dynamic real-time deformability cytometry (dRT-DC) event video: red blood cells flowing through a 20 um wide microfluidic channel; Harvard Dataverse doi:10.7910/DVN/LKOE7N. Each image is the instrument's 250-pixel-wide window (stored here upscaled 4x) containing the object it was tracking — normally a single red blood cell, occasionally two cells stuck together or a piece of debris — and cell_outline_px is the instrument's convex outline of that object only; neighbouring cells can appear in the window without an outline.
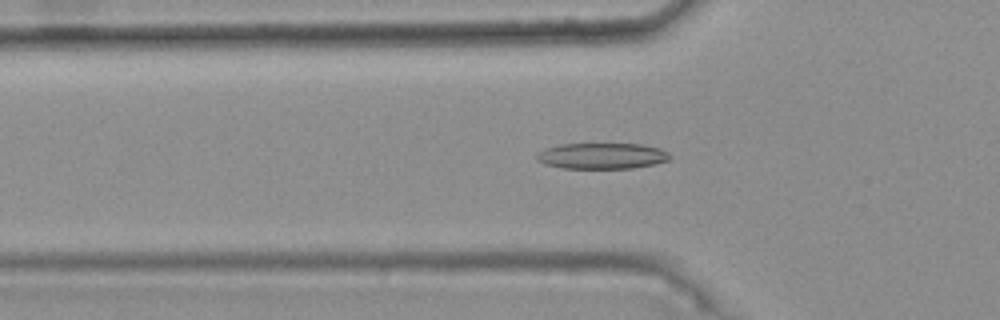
{"species": "common noctule bat (a hibernating species)", "species_latin": "Nyctalus noctula", "temperature_condition": "warm", "stored_images_in_passage": 32, "camera_frame_rate_fps": 3000, "um_per_image_px": 0.085, "animal": {"sex": "female", "body_mass_g": 25.1}, "frame": {"image": 1, "passage_image": 3, "time_ms": 0.667, "image_size_px": [1000, 320], "cell_outline_px": [[672, 156], [668, 160], [652, 164], [632, 168], [560, 168], [544, 164], [536, 160], [536, 156], [544, 148], [560, 144], [644, 144], [660, 148], [668, 152]], "centroid_in_image_um": [51.15, 13.25], "position_along_channel_um": 74.6, "area_um2": 20.17}}
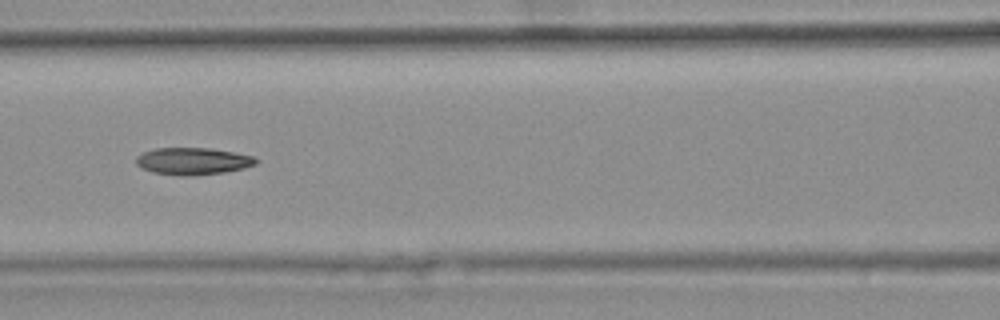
{"frame": {"image": 2, "passage_image": 9, "time_ms": 2.667, "image_size_px": [1000, 320], "cell_outline_px": [[260, 160], [256, 164], [244, 168], [224, 172], [188, 176], [180, 176], [152, 172], [140, 168], [136, 164], [136, 156], [144, 152], [156, 148], [212, 148], [252, 156]], "centroid_in_image_um": [16.38, 13.7], "position_along_channel_um": 150.2, "area_um2": 18.96}}
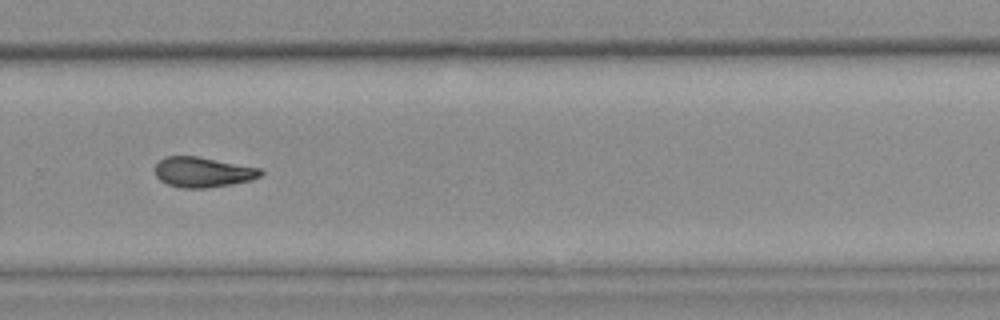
{"frame": {"image": 3, "passage_image": 22, "time_ms": 7.0, "image_size_px": [1000, 320], "cell_outline_px": [[264, 172], [260, 176], [252, 180], [232, 184], [208, 188], [180, 188], [168, 184], [160, 180], [156, 176], [156, 164], [164, 156], [196, 156], [260, 168]], "centroid_in_image_um": [17.24, 14.64], "position_along_channel_um": 312.6, "area_um2": 18.55}, "authors_computed_cell_mechanics": {"area_um2": 18.8139, "velocity_mm_per_s": 3.753, "shape_relaxation_time_tau1_ms": null, "shape_relaxation_time_tau2_ms": 6.151, "deformation_change_tau1": null, "deformation_change_tau2": 0.1472}}